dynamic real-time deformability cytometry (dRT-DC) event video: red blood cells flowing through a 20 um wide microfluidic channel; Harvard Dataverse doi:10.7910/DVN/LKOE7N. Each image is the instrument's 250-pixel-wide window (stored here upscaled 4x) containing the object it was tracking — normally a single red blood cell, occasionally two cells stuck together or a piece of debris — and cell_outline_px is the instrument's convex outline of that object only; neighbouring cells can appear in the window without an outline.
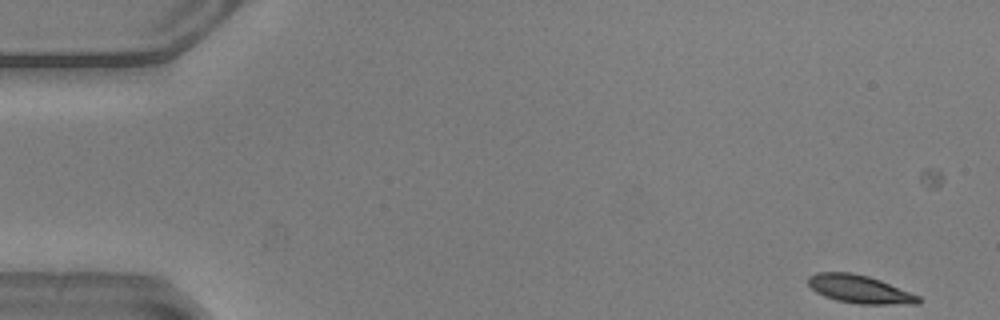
{"species": "common noctule bat (a hibernating species)", "species_latin": "Nyctalus noctula", "temperature_condition": "warm", "stored_images_in_passage": 52, "camera_frame_rate_fps": 3000, "um_per_image_px": 0.085, "animal": {"sex": "male", "body_mass_g": 20.5, "forearm_length_mm": 52.5}, "frame": {"image": 1, "passage_image": 1, "time_ms": 0.0, "image_size_px": [1000, 320], "cell_outline_px": [[920, 304], [856, 304], [836, 300], [824, 296], [816, 292], [808, 284], [808, 276], [816, 272], [852, 272], [868, 276], [880, 280], [920, 296]], "centroid_in_image_um": [73.05, 24.58], "position_along_channel_um": 11.9, "area_um2": 18.09}}
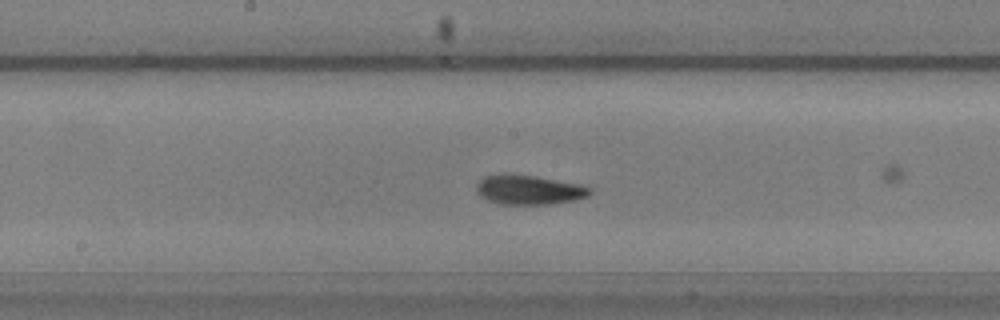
{"frame": {"image": 2, "passage_image": 26, "time_ms": 8.333, "image_size_px": [1000, 320], "cell_outline_px": [[592, 192], [588, 196], [576, 200], [552, 204], [500, 204], [488, 200], [480, 196], [476, 188], [476, 184], [484, 176], [536, 176], [580, 184], [592, 188]], "centroid_in_image_um": [45.03, 16.17], "position_along_channel_um": 203.2, "area_um2": 19.07}}
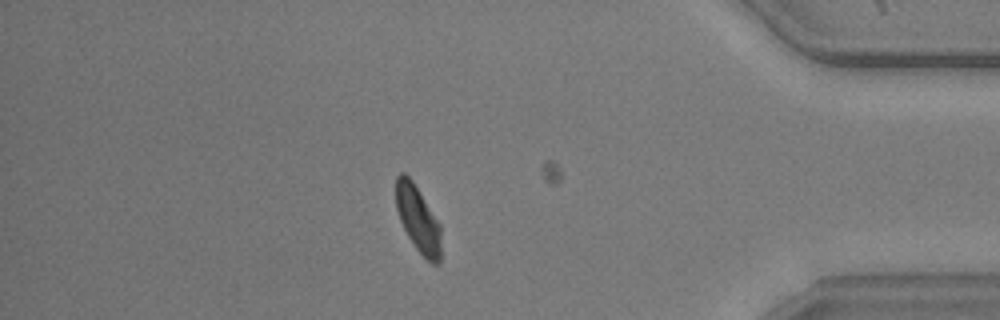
{"frame": {"image": 3, "passage_image": 44, "time_ms": 14.333, "image_size_px": [1000, 320], "cell_outline_px": [[440, 264], [432, 264], [416, 248], [408, 236], [400, 220], [396, 208], [396, 176], [400, 172], [404, 172], [412, 180], [440, 224]], "centroid_in_image_um": [35.52, 18.6], "position_along_channel_um": 399.7, "area_um2": 17.17}, "authors_computed_cell_mechanics": {"area_um2": 18.3515, "velocity_mm_per_s": 3.8558, "shape_relaxation_time_tau1_ms": 2.708, "shape_relaxation_time_tau2_ms": 1.985, "deformation_change_tau1": 0.1309, "deformation_change_tau2": 0.0785}}